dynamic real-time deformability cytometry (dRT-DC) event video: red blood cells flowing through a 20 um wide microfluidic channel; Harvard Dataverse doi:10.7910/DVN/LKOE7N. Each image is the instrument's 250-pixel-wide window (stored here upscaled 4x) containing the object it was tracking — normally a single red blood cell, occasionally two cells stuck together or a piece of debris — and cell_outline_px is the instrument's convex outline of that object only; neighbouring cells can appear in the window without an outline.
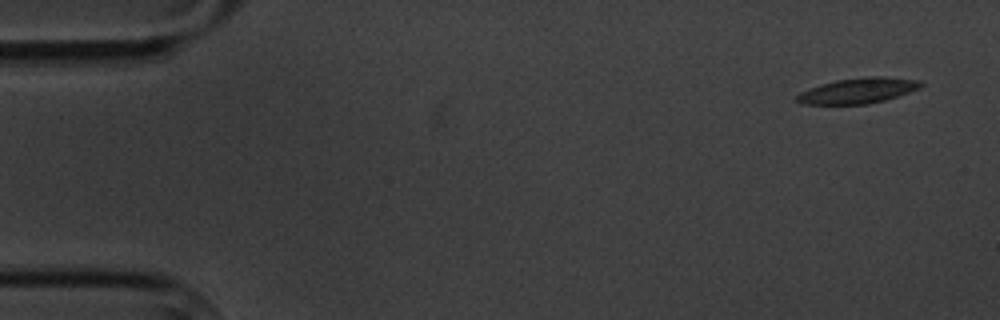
{"species": "common noctule bat (a hibernating species)", "species_latin": "Nyctalus noctula", "temperature_condition": "cold", "stored_images_in_passage": 4, "camera_frame_rate_fps": 3000, "um_per_image_px": 0.085, "animal": {"sex": "male", "body_mass_g": 20.1, "forearm_length_mm": 53.5}, "frame": {"image": 1, "passage_image": 1, "time_ms": 0.0, "image_size_px": [1000, 320], "cell_outline_px": [[924, 84], [920, 88], [884, 100], [868, 104], [800, 104], [796, 100], [796, 96], [800, 92], [820, 84], [836, 80], [876, 76], [884, 76], [920, 80]], "centroid_in_image_um": [72.93, 7.7], "position_along_channel_um": 12.1, "area_um2": 18.26}}
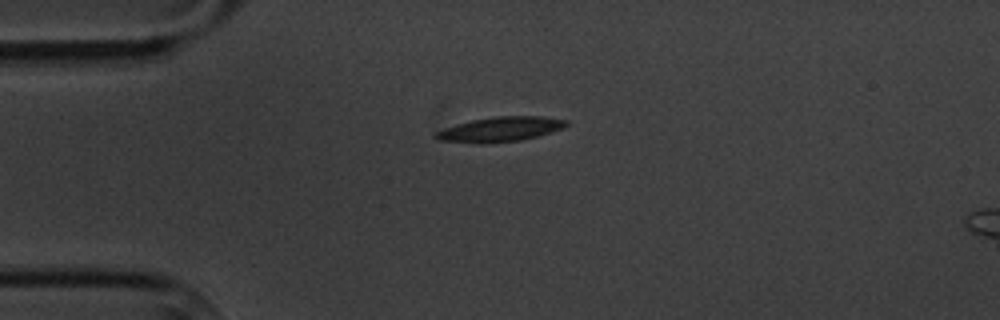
{"frame": {"image": 2, "passage_image": 4, "time_ms": 3.667, "image_size_px": [1000, 320], "cell_outline_px": [[568, 124], [564, 128], [536, 136], [520, 140], [480, 144], [440, 140], [432, 136], [436, 132], [444, 128], [472, 120], [496, 116], [540, 116], [568, 120]], "centroid_in_image_um": [42.52, 10.99], "position_along_channel_um": 42.5, "area_um2": 18.67}}